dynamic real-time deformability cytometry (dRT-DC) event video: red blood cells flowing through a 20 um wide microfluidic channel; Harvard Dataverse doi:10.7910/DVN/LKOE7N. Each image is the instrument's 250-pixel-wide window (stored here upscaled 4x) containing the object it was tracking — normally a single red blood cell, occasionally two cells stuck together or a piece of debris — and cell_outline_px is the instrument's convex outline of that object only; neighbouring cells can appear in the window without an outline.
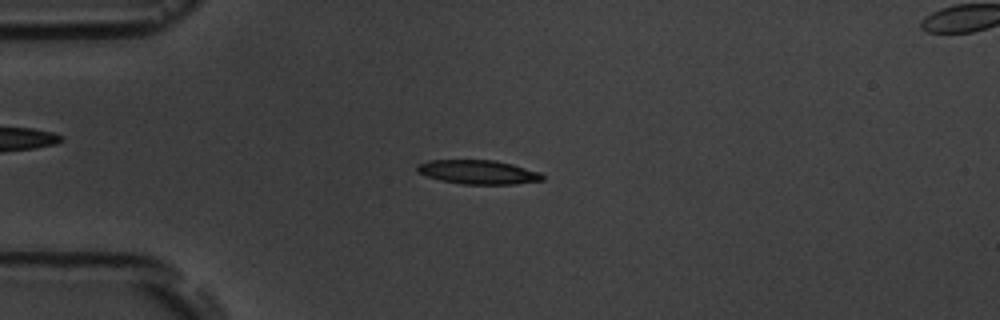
{"species": "common noctule bat (a hibernating species)", "species_latin": "Nyctalus noctula", "temperature_condition": "room temperature", "stored_images_in_passage": 7, "camera_frame_rate_fps": 3000, "um_per_image_px": 0.085, "animal": {"sex": "male", "body_mass_g": 19.5, "forearm_length_mm": 54.6}, "frame": {"image": 1, "passage_image": 4, "time_ms": 3.333, "image_size_px": [1000, 320], "cell_outline_px": [[544, 180], [512, 184], [464, 184], [440, 180], [428, 176], [420, 172], [416, 168], [416, 164], [428, 160], [496, 160], [512, 164], [540, 172], [544, 176]], "centroid_in_image_um": [40.65, 14.62], "position_along_channel_um": 44.3, "area_um2": 17.46}}
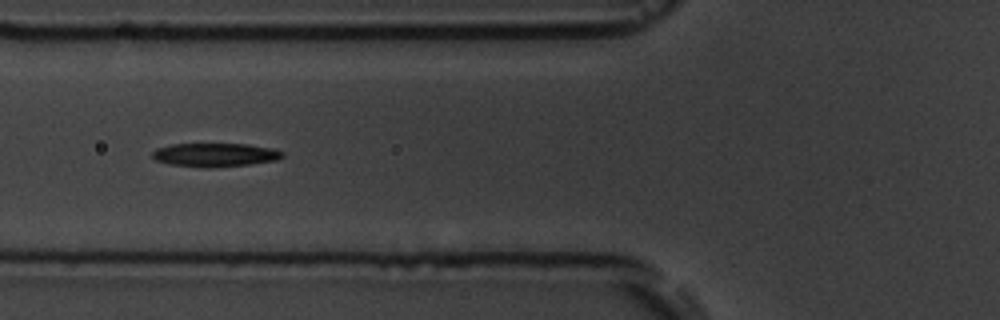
{"frame": {"image": 2, "passage_image": 6, "time_ms": 5.667, "image_size_px": [1000, 320], "cell_outline_px": [[284, 156], [276, 160], [248, 164], [208, 168], [204, 168], [172, 164], [156, 160], [152, 156], [152, 152], [156, 148], [172, 144], [248, 144], [272, 148], [284, 152]], "centroid_in_image_um": [18.29, 13.16], "position_along_channel_um": 107.5, "area_um2": 17.8}}
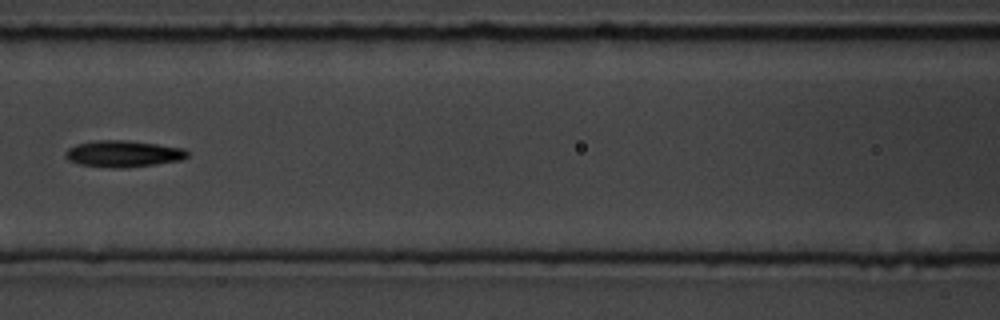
{"frame": {"image": 3, "passage_image": 7, "time_ms": 7.0, "image_size_px": [1000, 320], "cell_outline_px": [[188, 156], [180, 160], [156, 164], [128, 168], [112, 168], [80, 164], [68, 160], [64, 156], [64, 152], [68, 148], [76, 144], [96, 140], [124, 140], [156, 144], [184, 148], [188, 152]], "centroid_in_image_um": [10.45, 13.07], "position_along_channel_um": 156.2, "area_um2": 18.9}}